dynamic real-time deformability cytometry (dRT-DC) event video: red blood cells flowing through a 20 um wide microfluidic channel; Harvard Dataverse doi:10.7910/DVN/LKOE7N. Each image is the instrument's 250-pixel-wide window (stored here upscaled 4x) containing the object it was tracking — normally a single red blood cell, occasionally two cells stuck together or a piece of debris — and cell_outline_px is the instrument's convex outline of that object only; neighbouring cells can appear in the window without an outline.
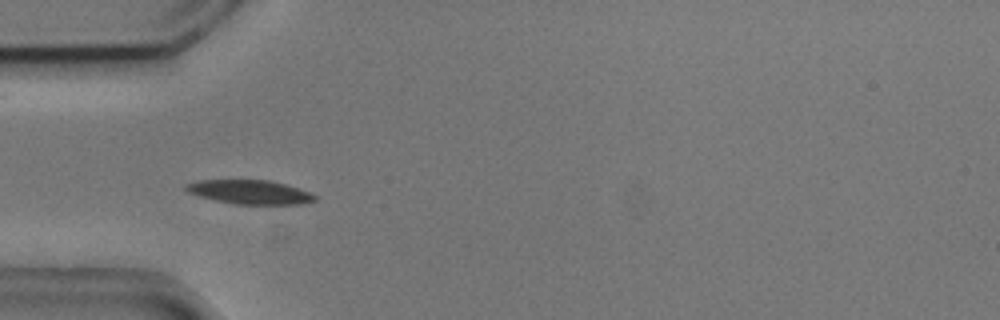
{"species": "common noctule bat (a hibernating species)", "species_latin": "Nyctalus noctula", "temperature_condition": "cold", "stored_images_in_passage": 5, "camera_frame_rate_fps": 3000, "um_per_image_px": 0.085, "animal": {"sex": "male", "body_mass_g": 20.5, "forearm_length_mm": 52.5}, "frame": {"image": 1, "passage_image": 4, "time_ms": 1.0, "image_size_px": [1000, 320], "cell_outline_px": [[316, 200], [304, 204], [236, 204], [216, 200], [200, 196], [188, 192], [184, 188], [184, 184], [200, 180], [268, 180], [284, 184], [308, 192], [316, 196]], "centroid_in_image_um": [21.21, 16.32], "position_along_channel_um": 63.8, "area_um2": 17.8}}